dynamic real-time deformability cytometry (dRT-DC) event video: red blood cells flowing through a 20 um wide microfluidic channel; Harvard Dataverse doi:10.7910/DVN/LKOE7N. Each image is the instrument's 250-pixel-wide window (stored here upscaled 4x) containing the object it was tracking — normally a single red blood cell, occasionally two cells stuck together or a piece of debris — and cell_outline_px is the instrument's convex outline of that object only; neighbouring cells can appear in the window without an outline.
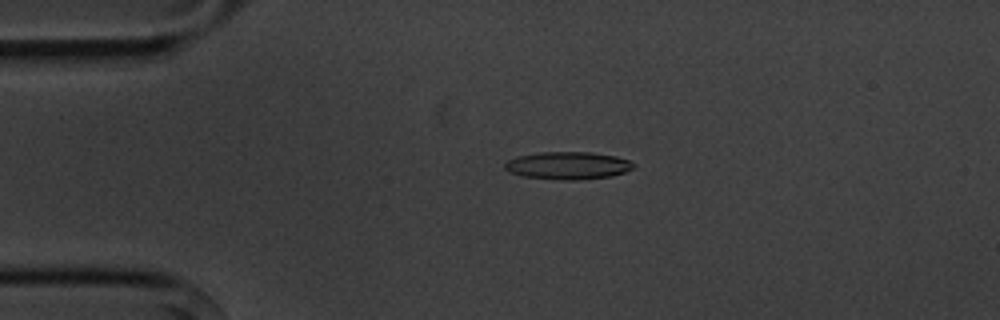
{"species": "common noctule bat (a hibernating species)", "species_latin": "Nyctalus noctula", "temperature_condition": "cold", "stored_images_in_passage": 3, "camera_frame_rate_fps": 3000, "um_per_image_px": 0.085, "animal": {"sex": "male", "body_mass_g": 20.1, "forearm_length_mm": 53.5}, "frame": {"image": 1, "passage_image": 2, "time_ms": 1.0, "image_size_px": [1000, 320], "cell_outline_px": [[636, 164], [632, 168], [624, 172], [612, 176], [576, 180], [564, 180], [520, 176], [508, 172], [504, 168], [504, 164], [508, 160], [516, 156], [540, 152], [592, 152], [616, 156], [628, 160]], "centroid_in_image_um": [48.24, 14.07], "position_along_channel_um": 36.8, "area_um2": 20.81}}